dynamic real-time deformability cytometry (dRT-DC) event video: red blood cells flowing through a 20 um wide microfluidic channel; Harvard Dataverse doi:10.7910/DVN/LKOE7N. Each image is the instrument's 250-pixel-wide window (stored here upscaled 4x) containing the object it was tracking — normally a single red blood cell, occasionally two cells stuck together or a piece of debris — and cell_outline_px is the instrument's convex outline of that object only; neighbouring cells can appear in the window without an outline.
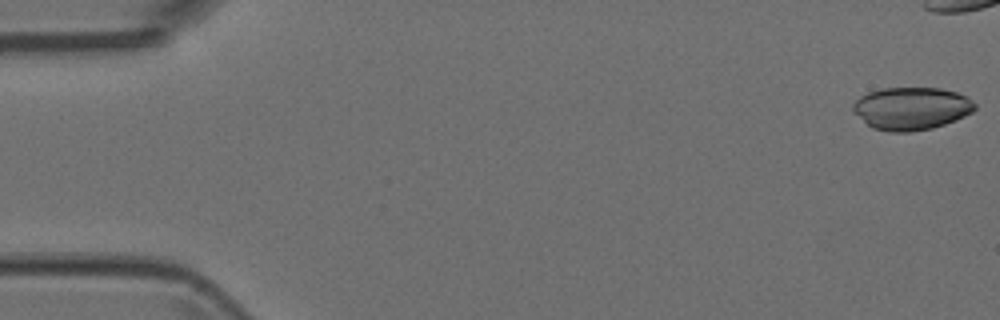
{"species": "Egyptian fruit bat (a non-hibernating species)", "species_latin": "Rousettus aegyptiacus", "temperature_condition": "room temperature", "stored_images_in_passage": 40, "camera_frame_rate_fps": 3000, "um_per_image_px": 0.085, "animal": {"sex": "female"}, "frame": {"image": 1, "passage_image": 1, "time_ms": 0.0, "image_size_px": [1000, 320], "cell_outline_px": [[976, 108], [972, 112], [956, 120], [932, 128], [908, 132], [888, 132], [872, 128], [852, 108], [852, 104], [860, 96], [868, 92], [884, 88], [940, 88], [956, 92], [968, 96], [976, 104]], "centroid_in_image_um": [77.5, 9.21], "position_along_channel_um": 7.5, "area_um2": 30.23}}
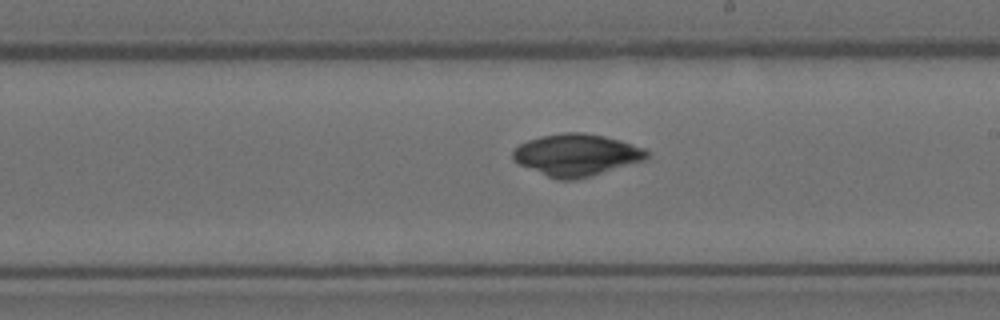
{"frame": {"image": 2, "passage_image": 29, "time_ms": 9.333, "image_size_px": [1000, 320], "cell_outline_px": [[648, 160], [592, 176], [576, 180], [556, 180], [520, 164], [512, 160], [512, 152], [520, 144], [528, 140], [540, 136], [564, 132], [580, 132], [604, 136], [620, 140], [644, 148], [648, 152]], "centroid_in_image_um": [49.03, 13.18], "position_along_channel_um": 240.0, "area_um2": 32.95}}
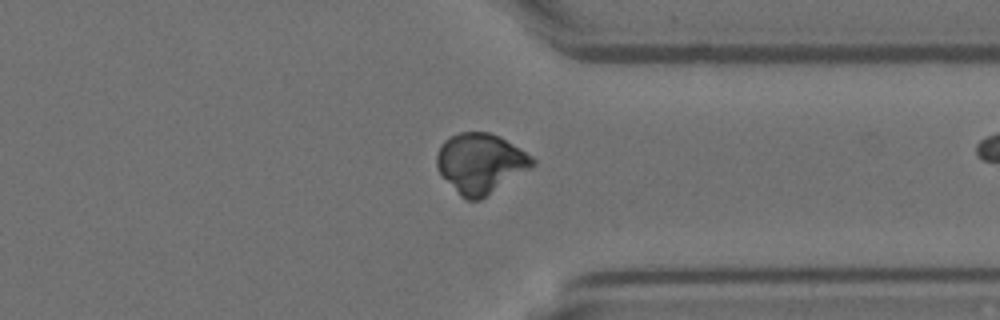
{"frame": {"image": 3, "passage_image": 39, "time_ms": 12.667, "image_size_px": [1000, 320], "cell_outline_px": [[536, 164], [480, 200], [468, 200], [460, 196], [440, 176], [436, 168], [436, 156], [440, 144], [444, 140], [460, 132], [488, 132], [500, 136], [520, 148], [532, 156], [536, 160]], "centroid_in_image_um": [40.8, 13.87], "position_along_channel_um": 370.6, "area_um2": 33.52}}